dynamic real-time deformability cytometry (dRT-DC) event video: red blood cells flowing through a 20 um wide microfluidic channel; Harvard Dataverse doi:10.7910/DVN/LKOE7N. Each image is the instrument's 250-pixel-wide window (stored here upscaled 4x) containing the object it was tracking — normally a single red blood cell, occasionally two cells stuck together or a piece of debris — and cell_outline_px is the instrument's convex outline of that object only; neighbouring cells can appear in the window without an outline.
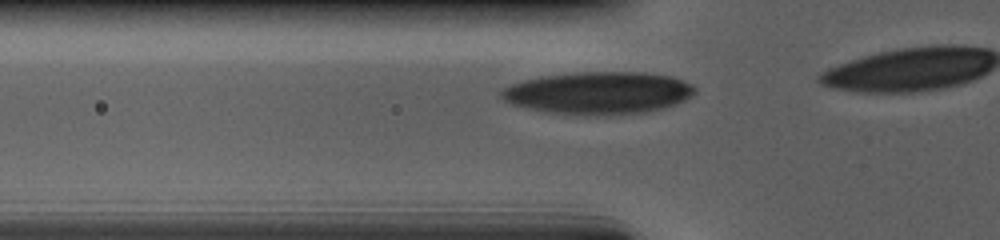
{"species": "human", "species_latin": "Homo sapiens", "temperature_condition": "cold", "stored_images_in_passage": 14, "camera_frame_rate_fps": 3000, "um_per_image_px": 0.085, "donor": {"sex": "male"}, "frame": {"image": 1, "passage_image": 8, "time_ms": 2.333, "image_size_px": [1000, 240], "cell_outline_px": [[696, 92], [692, 96], [676, 104], [664, 108], [648, 112], [612, 116], [576, 116], [544, 112], [512, 104], [504, 100], [496, 92], [512, 84], [524, 80], [540, 76], [576, 72], [644, 72], [672, 76], [692, 84], [696, 88]], "centroid_in_image_um": [50.87, 7.92], "position_along_channel_um": 74.9, "area_um2": 48.84}}
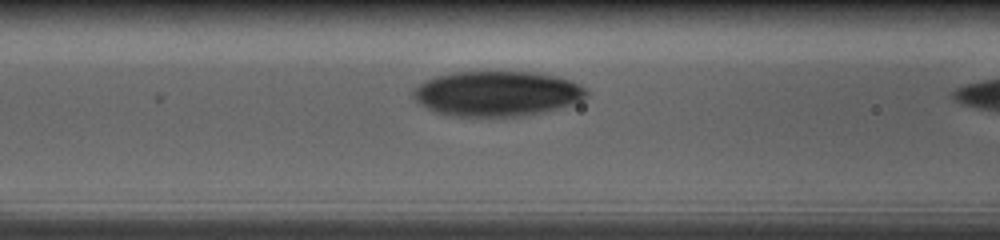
{"frame": {"image": 2, "passage_image": 12, "time_ms": 3.667, "image_size_px": [1000, 240], "cell_outline_px": [[588, 96], [580, 100], [556, 108], [524, 116], [444, 116], [420, 104], [412, 96], [412, 88], [424, 80], [436, 76], [452, 72], [532, 72], [556, 76], [572, 80], [580, 84], [588, 92]], "centroid_in_image_um": [42.19, 7.95], "position_along_channel_um": 124.4, "area_um2": 45.6}}